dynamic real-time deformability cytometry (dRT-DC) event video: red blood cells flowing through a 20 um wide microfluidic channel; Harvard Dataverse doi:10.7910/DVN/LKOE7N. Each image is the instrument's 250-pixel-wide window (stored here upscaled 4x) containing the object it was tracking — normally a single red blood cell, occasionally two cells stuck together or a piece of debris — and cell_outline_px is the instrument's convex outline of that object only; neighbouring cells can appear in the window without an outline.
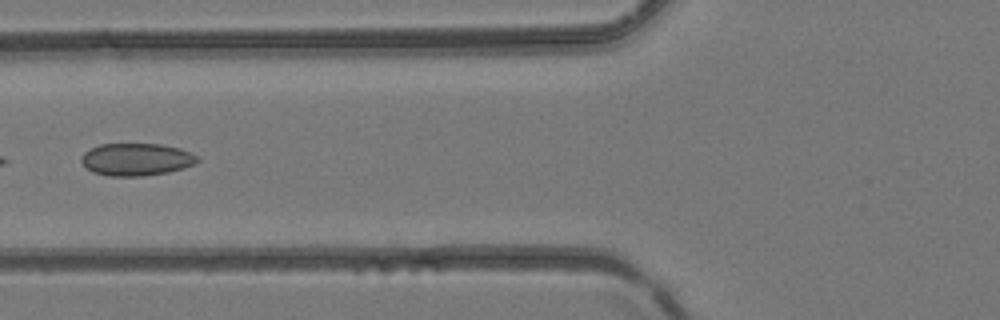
{"species": "common noctule bat (a hibernating species)", "species_latin": "Nyctalus noctula", "temperature_condition": "room temperature", "stored_images_in_passage": 6, "camera_frame_rate_fps": 3000, "um_per_image_px": 0.085, "animal": {"sex": "female", "body_mass_g": 24.6, "forearm_length_mm": 56.2}, "frame": {"image": 1, "passage_image": 5, "time_ms": 1.333, "image_size_px": [1000, 320], "cell_outline_px": [[200, 160], [196, 164], [184, 168], [168, 172], [144, 176], [108, 176], [92, 172], [80, 160], [84, 152], [100, 144], [160, 144], [180, 148], [196, 156]], "centroid_in_image_um": [11.6, 13.56], "position_along_channel_um": 114.2, "area_um2": 21.91}}
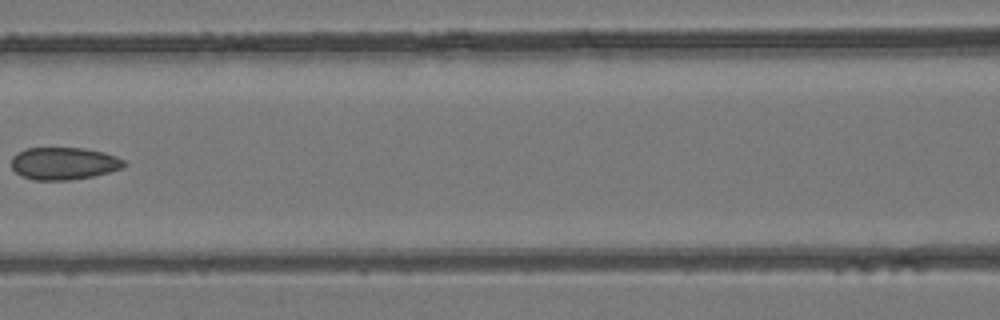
{"frame": {"image": 2, "passage_image": 6, "time_ms": 1.667, "image_size_px": [1000, 320], "cell_outline_px": [[128, 164], [120, 168], [108, 172], [92, 176], [68, 180], [32, 180], [20, 176], [12, 168], [12, 156], [24, 148], [84, 148], [104, 152], [116, 156], [124, 160]], "centroid_in_image_um": [5.4, 13.89], "position_along_channel_um": 161.2, "area_um2": 21.33}}